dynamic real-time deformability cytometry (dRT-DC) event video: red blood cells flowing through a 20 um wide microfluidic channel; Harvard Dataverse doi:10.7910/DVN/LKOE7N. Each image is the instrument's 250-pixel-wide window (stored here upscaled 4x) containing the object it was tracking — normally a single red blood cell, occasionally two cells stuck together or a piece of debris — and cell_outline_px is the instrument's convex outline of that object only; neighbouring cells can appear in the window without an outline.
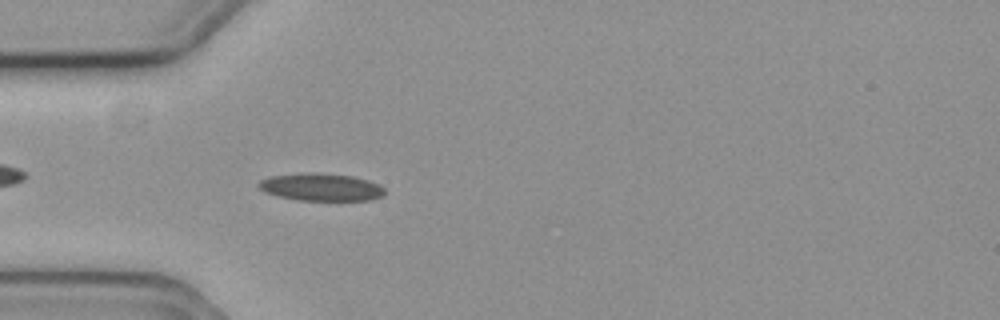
{"species": "common noctule bat (a hibernating species)", "species_latin": "Nyctalus noctula", "temperature_condition": "cold", "stored_images_in_passage": 1, "camera_frame_rate_fps": 3000, "um_per_image_px": 0.085, "animal": {"sex": "female", "body_mass_g": 19.3, "forearm_length_mm": 54.1}, "frame": {"image": 1, "passage_image": 1, "time_ms": 0.0, "image_size_px": [1000, 320], "cell_outline_px": [[384, 196], [372, 200], [296, 200], [276, 196], [264, 192], [256, 184], [260, 180], [272, 176], [352, 176], [368, 180], [380, 184], [384, 188]], "centroid_in_image_um": [27.35, 15.98], "position_along_channel_um": 57.7, "area_um2": 19.13}}